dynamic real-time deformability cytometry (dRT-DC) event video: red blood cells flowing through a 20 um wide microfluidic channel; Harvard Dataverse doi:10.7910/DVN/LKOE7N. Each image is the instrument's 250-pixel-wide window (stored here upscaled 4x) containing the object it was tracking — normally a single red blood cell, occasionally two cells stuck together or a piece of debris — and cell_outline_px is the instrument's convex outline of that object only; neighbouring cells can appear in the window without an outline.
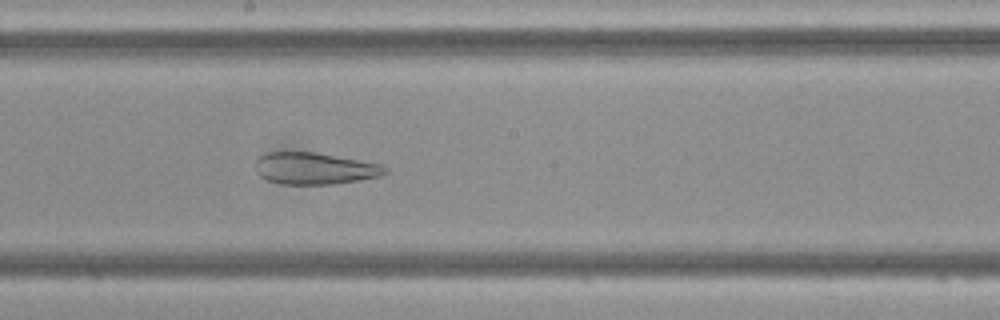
{"species": "Egyptian fruit bat (a non-hibernating species)", "species_latin": "Rousettus aegyptiacus", "temperature_condition": "cold", "stored_images_in_passage": 36, "camera_frame_rate_fps": 3000, "um_per_image_px": 0.085, "frame": {"image": 1, "passage_image": 16, "time_ms": 5.0, "image_size_px": [1000, 320], "cell_outline_px": [[388, 172], [380, 176], [360, 180], [332, 184], [280, 184], [268, 180], [260, 176], [256, 172], [256, 160], [260, 156], [268, 152], [312, 152], [384, 164], [388, 168]], "centroid_in_image_um": [26.77, 14.32], "position_along_channel_um": 221.4, "area_um2": 24.04}}